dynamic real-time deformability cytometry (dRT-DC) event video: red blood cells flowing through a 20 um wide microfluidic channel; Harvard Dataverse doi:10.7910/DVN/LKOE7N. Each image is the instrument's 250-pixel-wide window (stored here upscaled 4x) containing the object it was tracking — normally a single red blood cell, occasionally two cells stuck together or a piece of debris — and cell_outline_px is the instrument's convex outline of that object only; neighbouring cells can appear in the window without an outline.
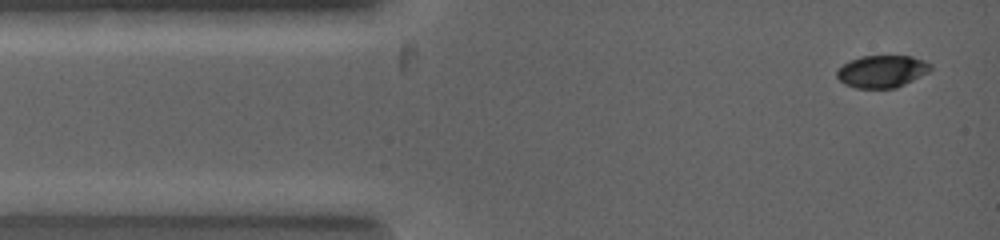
{"species": "common noctule bat (a hibernating species)", "species_latin": "Nyctalus noctula", "temperature_condition": "warm", "stored_images_in_passage": 10, "camera_frame_rate_fps": 5000, "um_per_image_px": 0.085, "animal": {"sex": "female", "body_mass_g": 19.0, "forearm_length_mm": 53.3}, "frame": {"image": 1, "passage_image": 1, "time_ms": 0.0, "image_size_px": [1000, 240], "cell_outline_px": [[932, 68], [928, 72], [896, 88], [856, 88], [844, 84], [836, 76], [836, 72], [844, 64], [860, 56], [912, 56], [924, 60], [932, 64]], "centroid_in_image_um": [74.98, 6.07], "position_along_channel_um": 10.0, "area_um2": 17.51}}
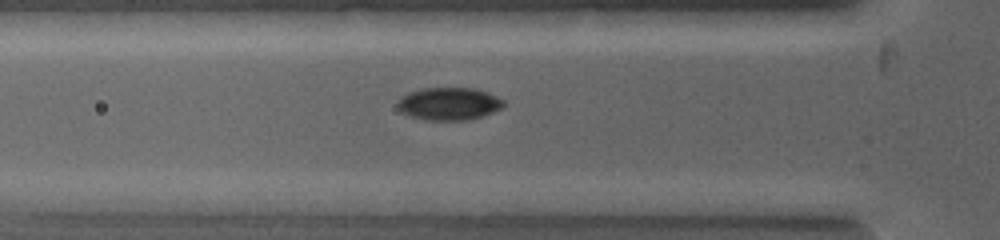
{"frame": {"image": 2, "passage_image": 6, "time_ms": 2.2, "image_size_px": [1000, 240], "cell_outline_px": [[504, 104], [500, 108], [484, 116], [468, 120], [424, 120], [412, 116], [404, 112], [400, 108], [400, 100], [408, 92], [424, 88], [476, 88], [488, 92], [504, 100]], "centroid_in_image_um": [38.23, 8.81], "position_along_channel_um": 87.6, "area_um2": 19.88}}